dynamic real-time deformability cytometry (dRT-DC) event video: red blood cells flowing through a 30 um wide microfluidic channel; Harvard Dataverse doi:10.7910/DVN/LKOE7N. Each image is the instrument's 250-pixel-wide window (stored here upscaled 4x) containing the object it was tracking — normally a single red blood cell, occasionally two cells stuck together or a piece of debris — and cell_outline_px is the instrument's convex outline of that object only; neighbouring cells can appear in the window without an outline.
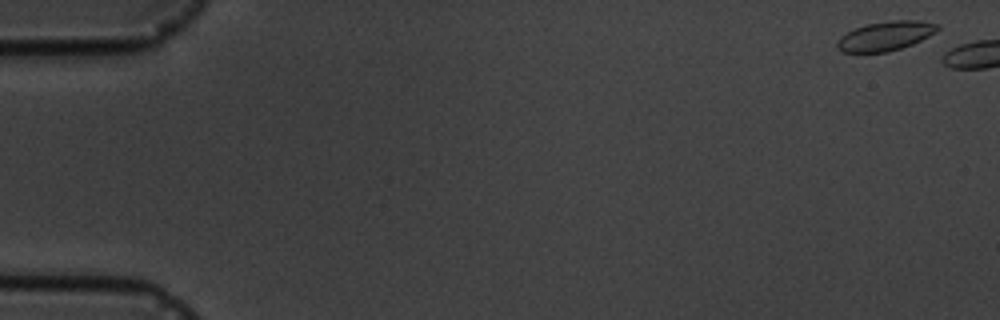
{"species": "common noctule bat (a hibernating species)", "species_latin": "Nyctalus noctula", "temperature_condition": "cold", "stored_images_in_passage": 2, "camera_frame_rate_fps": 3000, "um_per_image_px": 0.085, "animal": {"sex": "male", "body_mass_g": 19.5, "forearm_length_mm": 54.6}, "frame": {"image": 1, "passage_image": 1, "time_ms": 0.0, "image_size_px": [1000, 320], "cell_outline_px": [[940, 28], [936, 32], [912, 44], [888, 52], [840, 52], [836, 48], [836, 40], [840, 36], [856, 28], [868, 24], [892, 20], [920, 20], [940, 24]], "centroid_in_image_um": [75.26, 3.06], "position_along_channel_um": 9.7, "area_um2": 17.17}}